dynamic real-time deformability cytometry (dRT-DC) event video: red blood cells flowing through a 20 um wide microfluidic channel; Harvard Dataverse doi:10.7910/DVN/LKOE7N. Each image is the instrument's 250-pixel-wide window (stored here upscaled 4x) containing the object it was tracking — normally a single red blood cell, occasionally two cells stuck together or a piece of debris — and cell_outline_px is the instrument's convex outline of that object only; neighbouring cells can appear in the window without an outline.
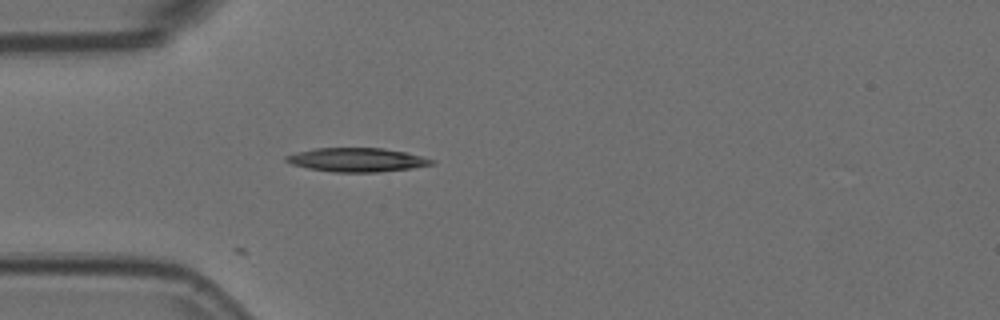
{"species": "Egyptian fruit bat (a non-hibernating species)", "species_latin": "Rousettus aegyptiacus", "temperature_condition": "room temperature", "stored_images_in_passage": 12, "camera_frame_rate_fps": 3000, "um_per_image_px": 0.085, "animal": {"sex": "female"}, "frame": {"image": 1, "passage_image": 12, "time_ms": 3.667, "image_size_px": [1000, 320], "cell_outline_px": [[436, 164], [412, 168], [380, 172], [332, 172], [308, 168], [292, 164], [284, 160], [284, 156], [296, 152], [316, 148], [384, 148], [404, 152], [436, 160]], "centroid_in_image_um": [30.34, 13.59], "position_along_channel_um": 54.7, "area_um2": 20.29}}